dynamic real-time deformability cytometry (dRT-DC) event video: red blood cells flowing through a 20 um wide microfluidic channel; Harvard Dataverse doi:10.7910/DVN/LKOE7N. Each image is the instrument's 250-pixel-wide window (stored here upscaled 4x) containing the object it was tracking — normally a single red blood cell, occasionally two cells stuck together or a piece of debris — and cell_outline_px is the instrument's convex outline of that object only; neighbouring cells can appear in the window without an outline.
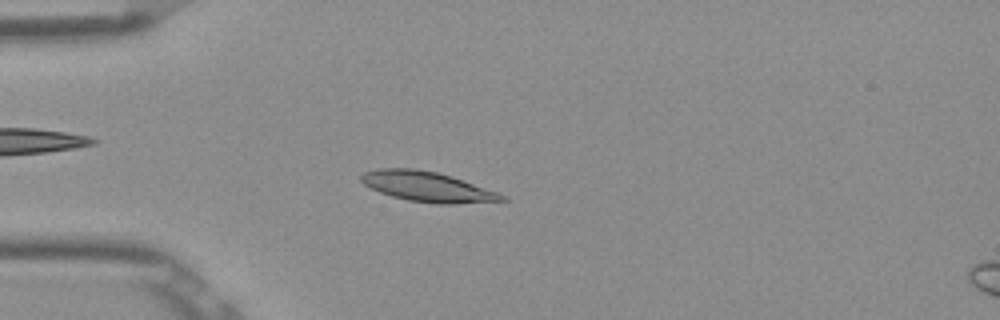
{"species": "Egyptian fruit bat (a non-hibernating species)", "species_latin": "Rousettus aegyptiacus", "temperature_condition": "room temperature", "stored_images_in_passage": 43, "camera_frame_rate_fps": 3000, "um_per_image_px": 0.085, "frame": {"image": 1, "passage_image": 5, "time_ms": 1.333, "image_size_px": [1000, 320], "cell_outline_px": [[508, 200], [452, 204], [436, 204], [408, 200], [392, 196], [380, 192], [364, 184], [360, 180], [360, 176], [364, 172], [380, 168], [416, 168], [436, 172], [452, 176], [496, 192], [504, 196]], "centroid_in_image_um": [36.29, 15.86], "position_along_channel_um": 48.7, "area_um2": 24.39}}
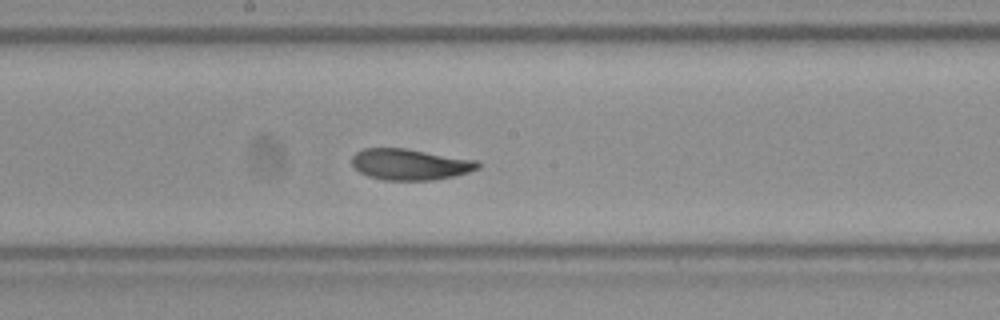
{"frame": {"image": 2, "passage_image": 19, "time_ms": 6.0, "image_size_px": [1000, 320], "cell_outline_px": [[480, 168], [468, 172], [452, 176], [432, 180], [384, 180], [368, 176], [360, 172], [352, 164], [352, 156], [356, 152], [364, 148], [404, 148], [480, 160]], "centroid_in_image_um": [34.88, 13.96], "position_along_channel_um": 213.3, "area_um2": 22.89}}
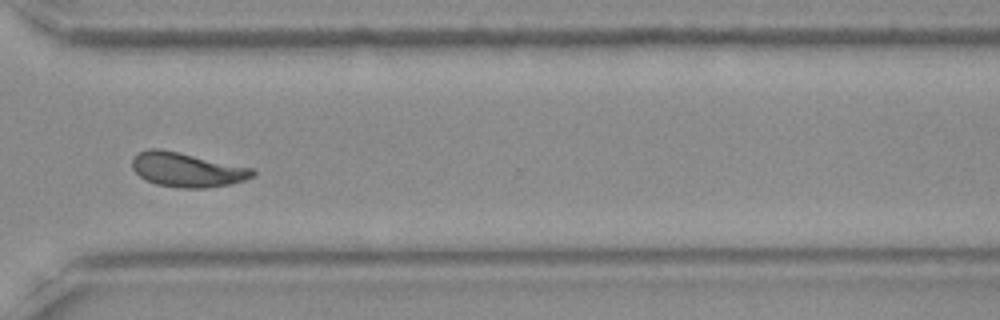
{"frame": {"image": 3, "passage_image": 30, "time_ms": 9.667, "image_size_px": [1000, 320], "cell_outline_px": [[256, 176], [244, 180], [228, 184], [204, 188], [180, 188], [156, 184], [140, 176], [132, 168], [132, 160], [140, 152], [148, 148], [160, 148], [256, 168]], "centroid_in_image_um": [15.95, 14.42], "position_along_channel_um": 354.7, "area_um2": 24.22}, "authors_computed_cell_mechanics": {"area_um2": 23.0622, "velocity_mm_per_s": 3.8544, "shape_relaxation_time_tau1_ms": 5.6838, "shape_relaxation_time_tau2_ms": 3.0428, "deformation_change_tau1": 0.1623, "deformation_change_tau2": 0.0722}}